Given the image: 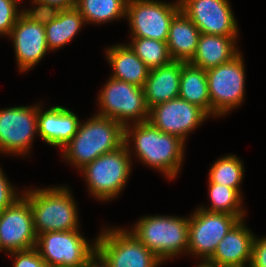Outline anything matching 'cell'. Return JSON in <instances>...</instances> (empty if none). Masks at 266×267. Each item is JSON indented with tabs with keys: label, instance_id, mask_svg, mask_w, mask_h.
<instances>
[{
	"label": "cell",
	"instance_id": "obj_1",
	"mask_svg": "<svg viewBox=\"0 0 266 267\" xmlns=\"http://www.w3.org/2000/svg\"><path fill=\"white\" fill-rule=\"evenodd\" d=\"M125 126V143L132 136L135 151L144 164L159 169L171 179L179 172L183 160L184 143L180 137L160 131L149 121Z\"/></svg>",
	"mask_w": 266,
	"mask_h": 267
},
{
	"label": "cell",
	"instance_id": "obj_2",
	"mask_svg": "<svg viewBox=\"0 0 266 267\" xmlns=\"http://www.w3.org/2000/svg\"><path fill=\"white\" fill-rule=\"evenodd\" d=\"M125 143V127L108 117L95 115L79 124L77 133L63 147L64 158L82 169L97 157L111 152Z\"/></svg>",
	"mask_w": 266,
	"mask_h": 267
},
{
	"label": "cell",
	"instance_id": "obj_3",
	"mask_svg": "<svg viewBox=\"0 0 266 267\" xmlns=\"http://www.w3.org/2000/svg\"><path fill=\"white\" fill-rule=\"evenodd\" d=\"M30 203L36 235L78 230L77 206L66 187L37 189L23 195Z\"/></svg>",
	"mask_w": 266,
	"mask_h": 267
},
{
	"label": "cell",
	"instance_id": "obj_4",
	"mask_svg": "<svg viewBox=\"0 0 266 267\" xmlns=\"http://www.w3.org/2000/svg\"><path fill=\"white\" fill-rule=\"evenodd\" d=\"M189 219L173 216L141 218L132 234L162 262L187 251Z\"/></svg>",
	"mask_w": 266,
	"mask_h": 267
},
{
	"label": "cell",
	"instance_id": "obj_5",
	"mask_svg": "<svg viewBox=\"0 0 266 267\" xmlns=\"http://www.w3.org/2000/svg\"><path fill=\"white\" fill-rule=\"evenodd\" d=\"M129 144L97 157L82 168L89 191L97 199H112L126 185L130 174Z\"/></svg>",
	"mask_w": 266,
	"mask_h": 267
},
{
	"label": "cell",
	"instance_id": "obj_6",
	"mask_svg": "<svg viewBox=\"0 0 266 267\" xmlns=\"http://www.w3.org/2000/svg\"><path fill=\"white\" fill-rule=\"evenodd\" d=\"M98 98L102 109L99 116L113 119L124 127L128 119L134 118L136 123L148 121L149 109L140 86L111 77Z\"/></svg>",
	"mask_w": 266,
	"mask_h": 267
},
{
	"label": "cell",
	"instance_id": "obj_7",
	"mask_svg": "<svg viewBox=\"0 0 266 267\" xmlns=\"http://www.w3.org/2000/svg\"><path fill=\"white\" fill-rule=\"evenodd\" d=\"M244 63L239 53L231 61L206 70L211 115L226 114L244 98Z\"/></svg>",
	"mask_w": 266,
	"mask_h": 267
},
{
	"label": "cell",
	"instance_id": "obj_8",
	"mask_svg": "<svg viewBox=\"0 0 266 267\" xmlns=\"http://www.w3.org/2000/svg\"><path fill=\"white\" fill-rule=\"evenodd\" d=\"M94 244L89 245L78 230L54 231L39 234L35 248L49 267H84L97 250Z\"/></svg>",
	"mask_w": 266,
	"mask_h": 267
},
{
	"label": "cell",
	"instance_id": "obj_9",
	"mask_svg": "<svg viewBox=\"0 0 266 267\" xmlns=\"http://www.w3.org/2000/svg\"><path fill=\"white\" fill-rule=\"evenodd\" d=\"M96 247L111 267H157L162 262L132 232L122 229L105 230Z\"/></svg>",
	"mask_w": 266,
	"mask_h": 267
},
{
	"label": "cell",
	"instance_id": "obj_10",
	"mask_svg": "<svg viewBox=\"0 0 266 267\" xmlns=\"http://www.w3.org/2000/svg\"><path fill=\"white\" fill-rule=\"evenodd\" d=\"M176 3L127 0L126 16L131 25L132 36L167 42L171 20L181 10L180 1Z\"/></svg>",
	"mask_w": 266,
	"mask_h": 267
},
{
	"label": "cell",
	"instance_id": "obj_11",
	"mask_svg": "<svg viewBox=\"0 0 266 267\" xmlns=\"http://www.w3.org/2000/svg\"><path fill=\"white\" fill-rule=\"evenodd\" d=\"M240 220L235 215L198 208L189 218L187 251L209 260L218 243Z\"/></svg>",
	"mask_w": 266,
	"mask_h": 267
},
{
	"label": "cell",
	"instance_id": "obj_12",
	"mask_svg": "<svg viewBox=\"0 0 266 267\" xmlns=\"http://www.w3.org/2000/svg\"><path fill=\"white\" fill-rule=\"evenodd\" d=\"M36 243L30 203L22 196L0 213V250H29L35 248Z\"/></svg>",
	"mask_w": 266,
	"mask_h": 267
},
{
	"label": "cell",
	"instance_id": "obj_13",
	"mask_svg": "<svg viewBox=\"0 0 266 267\" xmlns=\"http://www.w3.org/2000/svg\"><path fill=\"white\" fill-rule=\"evenodd\" d=\"M38 106L0 110V152L26 154L38 132Z\"/></svg>",
	"mask_w": 266,
	"mask_h": 267
},
{
	"label": "cell",
	"instance_id": "obj_14",
	"mask_svg": "<svg viewBox=\"0 0 266 267\" xmlns=\"http://www.w3.org/2000/svg\"><path fill=\"white\" fill-rule=\"evenodd\" d=\"M208 116L202 108L177 97L150 108L148 121L160 131L185 141V136Z\"/></svg>",
	"mask_w": 266,
	"mask_h": 267
},
{
	"label": "cell",
	"instance_id": "obj_15",
	"mask_svg": "<svg viewBox=\"0 0 266 267\" xmlns=\"http://www.w3.org/2000/svg\"><path fill=\"white\" fill-rule=\"evenodd\" d=\"M181 10L201 33L237 36V23L227 0H179Z\"/></svg>",
	"mask_w": 266,
	"mask_h": 267
},
{
	"label": "cell",
	"instance_id": "obj_16",
	"mask_svg": "<svg viewBox=\"0 0 266 267\" xmlns=\"http://www.w3.org/2000/svg\"><path fill=\"white\" fill-rule=\"evenodd\" d=\"M17 63L20 71H25L37 64L49 50L46 43L45 25L30 21L21 14L11 33Z\"/></svg>",
	"mask_w": 266,
	"mask_h": 267
},
{
	"label": "cell",
	"instance_id": "obj_17",
	"mask_svg": "<svg viewBox=\"0 0 266 267\" xmlns=\"http://www.w3.org/2000/svg\"><path fill=\"white\" fill-rule=\"evenodd\" d=\"M78 117L61 106L51 107L42 112L38 106V132L41 138L52 146L65 147L77 133Z\"/></svg>",
	"mask_w": 266,
	"mask_h": 267
},
{
	"label": "cell",
	"instance_id": "obj_18",
	"mask_svg": "<svg viewBox=\"0 0 266 267\" xmlns=\"http://www.w3.org/2000/svg\"><path fill=\"white\" fill-rule=\"evenodd\" d=\"M185 63L172 60L166 65L149 70L143 87L148 109L179 97L181 71Z\"/></svg>",
	"mask_w": 266,
	"mask_h": 267
},
{
	"label": "cell",
	"instance_id": "obj_19",
	"mask_svg": "<svg viewBox=\"0 0 266 267\" xmlns=\"http://www.w3.org/2000/svg\"><path fill=\"white\" fill-rule=\"evenodd\" d=\"M240 220L218 243L209 261L218 266H242L251 262L254 235Z\"/></svg>",
	"mask_w": 266,
	"mask_h": 267
},
{
	"label": "cell",
	"instance_id": "obj_20",
	"mask_svg": "<svg viewBox=\"0 0 266 267\" xmlns=\"http://www.w3.org/2000/svg\"><path fill=\"white\" fill-rule=\"evenodd\" d=\"M236 37L201 33L196 52L188 63L208 70L231 61L239 54L234 46Z\"/></svg>",
	"mask_w": 266,
	"mask_h": 267
},
{
	"label": "cell",
	"instance_id": "obj_21",
	"mask_svg": "<svg viewBox=\"0 0 266 267\" xmlns=\"http://www.w3.org/2000/svg\"><path fill=\"white\" fill-rule=\"evenodd\" d=\"M200 34L198 27L180 10L171 20L166 42L172 60L188 63L196 52Z\"/></svg>",
	"mask_w": 266,
	"mask_h": 267
},
{
	"label": "cell",
	"instance_id": "obj_22",
	"mask_svg": "<svg viewBox=\"0 0 266 267\" xmlns=\"http://www.w3.org/2000/svg\"><path fill=\"white\" fill-rule=\"evenodd\" d=\"M107 59L114 71L112 78L144 87L150 69L129 45L110 47Z\"/></svg>",
	"mask_w": 266,
	"mask_h": 267
},
{
	"label": "cell",
	"instance_id": "obj_23",
	"mask_svg": "<svg viewBox=\"0 0 266 267\" xmlns=\"http://www.w3.org/2000/svg\"><path fill=\"white\" fill-rule=\"evenodd\" d=\"M179 97L202 108L210 116L211 103L206 70L185 63L181 71Z\"/></svg>",
	"mask_w": 266,
	"mask_h": 267
},
{
	"label": "cell",
	"instance_id": "obj_24",
	"mask_svg": "<svg viewBox=\"0 0 266 267\" xmlns=\"http://www.w3.org/2000/svg\"><path fill=\"white\" fill-rule=\"evenodd\" d=\"M83 23L84 17L75 6L61 10L57 18L45 25L48 48L54 50L69 43Z\"/></svg>",
	"mask_w": 266,
	"mask_h": 267
},
{
	"label": "cell",
	"instance_id": "obj_25",
	"mask_svg": "<svg viewBox=\"0 0 266 267\" xmlns=\"http://www.w3.org/2000/svg\"><path fill=\"white\" fill-rule=\"evenodd\" d=\"M127 0H76L85 22L100 23L126 16Z\"/></svg>",
	"mask_w": 266,
	"mask_h": 267
},
{
	"label": "cell",
	"instance_id": "obj_26",
	"mask_svg": "<svg viewBox=\"0 0 266 267\" xmlns=\"http://www.w3.org/2000/svg\"><path fill=\"white\" fill-rule=\"evenodd\" d=\"M132 40L129 46L149 69L161 67L172 61L166 42L141 37H132Z\"/></svg>",
	"mask_w": 266,
	"mask_h": 267
},
{
	"label": "cell",
	"instance_id": "obj_27",
	"mask_svg": "<svg viewBox=\"0 0 266 267\" xmlns=\"http://www.w3.org/2000/svg\"><path fill=\"white\" fill-rule=\"evenodd\" d=\"M209 192L211 198V208L207 210L210 212H223L235 215L243 220L244 211L241 209V193L236 189L227 187L225 185L211 183L209 181Z\"/></svg>",
	"mask_w": 266,
	"mask_h": 267
},
{
	"label": "cell",
	"instance_id": "obj_28",
	"mask_svg": "<svg viewBox=\"0 0 266 267\" xmlns=\"http://www.w3.org/2000/svg\"><path fill=\"white\" fill-rule=\"evenodd\" d=\"M243 172V164L237 157L234 155L225 156L212 165L209 181L234 188L240 193L239 185L243 178Z\"/></svg>",
	"mask_w": 266,
	"mask_h": 267
},
{
	"label": "cell",
	"instance_id": "obj_29",
	"mask_svg": "<svg viewBox=\"0 0 266 267\" xmlns=\"http://www.w3.org/2000/svg\"><path fill=\"white\" fill-rule=\"evenodd\" d=\"M33 3H35V5L38 4V7L33 10H23L22 14L30 21L41 25H46L52 22L58 17L59 12L61 11L58 7L42 2L41 0H33Z\"/></svg>",
	"mask_w": 266,
	"mask_h": 267
},
{
	"label": "cell",
	"instance_id": "obj_30",
	"mask_svg": "<svg viewBox=\"0 0 266 267\" xmlns=\"http://www.w3.org/2000/svg\"><path fill=\"white\" fill-rule=\"evenodd\" d=\"M20 1V0H19ZM18 0H0V34L10 35L18 17L22 14L17 12Z\"/></svg>",
	"mask_w": 266,
	"mask_h": 267
},
{
	"label": "cell",
	"instance_id": "obj_31",
	"mask_svg": "<svg viewBox=\"0 0 266 267\" xmlns=\"http://www.w3.org/2000/svg\"><path fill=\"white\" fill-rule=\"evenodd\" d=\"M10 253L15 256L14 267H49L41 258L37 248Z\"/></svg>",
	"mask_w": 266,
	"mask_h": 267
},
{
	"label": "cell",
	"instance_id": "obj_32",
	"mask_svg": "<svg viewBox=\"0 0 266 267\" xmlns=\"http://www.w3.org/2000/svg\"><path fill=\"white\" fill-rule=\"evenodd\" d=\"M8 183L0 168V213L14 204L20 197H16L14 188Z\"/></svg>",
	"mask_w": 266,
	"mask_h": 267
},
{
	"label": "cell",
	"instance_id": "obj_33",
	"mask_svg": "<svg viewBox=\"0 0 266 267\" xmlns=\"http://www.w3.org/2000/svg\"><path fill=\"white\" fill-rule=\"evenodd\" d=\"M250 266L266 267V238L254 239Z\"/></svg>",
	"mask_w": 266,
	"mask_h": 267
},
{
	"label": "cell",
	"instance_id": "obj_34",
	"mask_svg": "<svg viewBox=\"0 0 266 267\" xmlns=\"http://www.w3.org/2000/svg\"><path fill=\"white\" fill-rule=\"evenodd\" d=\"M96 259L99 261L97 262ZM100 264V265H99ZM84 267H111L105 257L97 250L88 258Z\"/></svg>",
	"mask_w": 266,
	"mask_h": 267
},
{
	"label": "cell",
	"instance_id": "obj_35",
	"mask_svg": "<svg viewBox=\"0 0 266 267\" xmlns=\"http://www.w3.org/2000/svg\"><path fill=\"white\" fill-rule=\"evenodd\" d=\"M41 1L50 4L52 6H56L61 10L72 8L76 4V0H41Z\"/></svg>",
	"mask_w": 266,
	"mask_h": 267
},
{
	"label": "cell",
	"instance_id": "obj_36",
	"mask_svg": "<svg viewBox=\"0 0 266 267\" xmlns=\"http://www.w3.org/2000/svg\"><path fill=\"white\" fill-rule=\"evenodd\" d=\"M200 266L198 267H218V265H216L215 263L209 261V260H204V262H202L201 264H199Z\"/></svg>",
	"mask_w": 266,
	"mask_h": 267
},
{
	"label": "cell",
	"instance_id": "obj_37",
	"mask_svg": "<svg viewBox=\"0 0 266 267\" xmlns=\"http://www.w3.org/2000/svg\"><path fill=\"white\" fill-rule=\"evenodd\" d=\"M248 265H249V267H251L250 264H248ZM218 267H246V266L242 265V266H218Z\"/></svg>",
	"mask_w": 266,
	"mask_h": 267
}]
</instances>
